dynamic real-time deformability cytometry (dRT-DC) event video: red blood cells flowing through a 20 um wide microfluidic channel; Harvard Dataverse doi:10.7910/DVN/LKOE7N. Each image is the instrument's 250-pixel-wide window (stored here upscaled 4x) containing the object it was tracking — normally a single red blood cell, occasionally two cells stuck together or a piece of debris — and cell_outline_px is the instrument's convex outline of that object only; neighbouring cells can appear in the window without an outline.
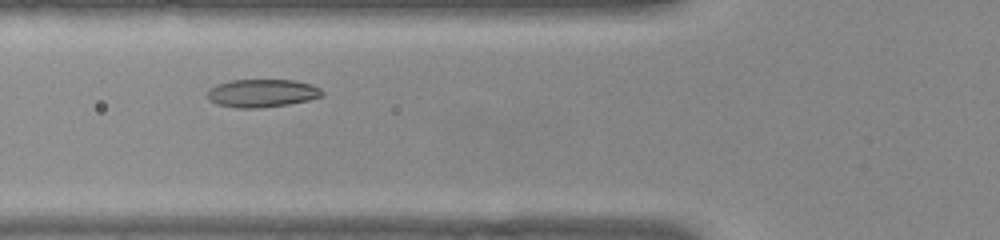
{"species": "common noctule bat (a hibernating species)", "species_latin": "Nyctalus noctula", "temperature_condition": "warm", "stored_images_in_passage": 43, "camera_frame_rate_fps": 3000, "um_per_image_px": 0.085, "animal": {"sex": "female", "body_mass_g": 22.0, "forearm_length_mm": 56.7}, "frame": {"image": 1, "passage_image": 9, "time_ms": 2.667, "image_size_px": [1000, 240], "cell_outline_px": [[324, 96], [308, 100], [288, 104], [260, 108], [236, 108], [216, 104], [208, 100], [208, 88], [216, 84], [232, 80], [296, 80], [312, 84], [320, 88], [324, 92]], "centroid_in_image_um": [22.27, 7.92], "position_along_channel_um": 103.5, "area_um2": 18.96}}
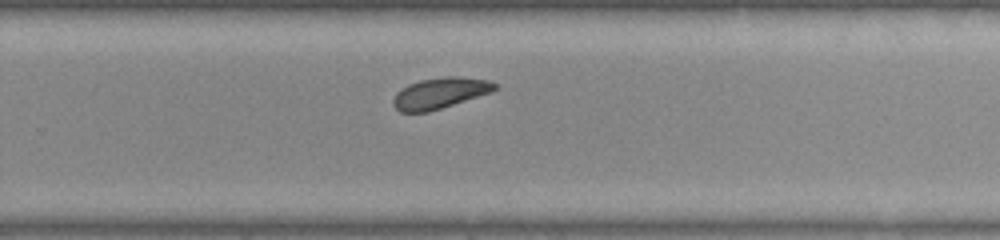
{"frame": {"image": 2, "passage_image": 24, "time_ms": 7.667, "image_size_px": [1000, 240], "cell_outline_px": [[496, 88], [492, 92], [428, 112], [400, 112], [392, 104], [392, 100], [396, 92], [408, 84], [420, 80], [444, 76], [456, 76], [488, 80], [496, 84]], "centroid_in_image_um": [37.36, 7.91], "position_along_channel_um": 292.4, "area_um2": 18.26}}
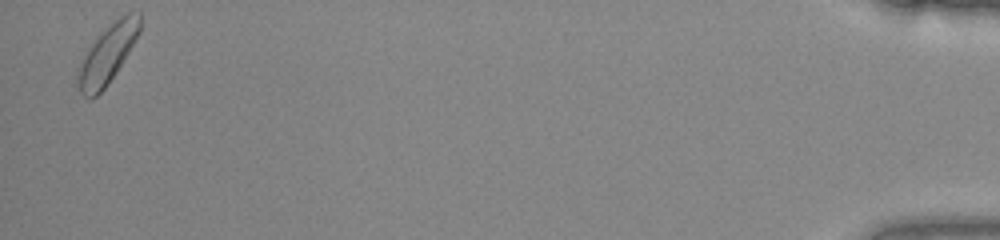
{"frame": {"image": 3, "passage_image": 42, "time_ms": 13.667, "image_size_px": [1000, 240], "cell_outline_px": [[140, 32], [128, 52], [104, 88], [92, 100], [84, 96], [80, 92], [76, 80], [76, 68], [96, 36], [120, 16], [128, 12], [140, 12]], "centroid_in_image_um": [9.09, 4.6], "position_along_channel_um": 426.1, "area_um2": 20.92}, "authors_computed_cell_mechanics": {"area_um2": 18.7272, "velocity_mm_per_s": 3.7972, "shape_relaxation_time_tau1_ms": 3.821, "shape_relaxation_time_tau2_ms": null, "deformation_change_tau1": 0.1392, "deformation_change_tau2": null}}